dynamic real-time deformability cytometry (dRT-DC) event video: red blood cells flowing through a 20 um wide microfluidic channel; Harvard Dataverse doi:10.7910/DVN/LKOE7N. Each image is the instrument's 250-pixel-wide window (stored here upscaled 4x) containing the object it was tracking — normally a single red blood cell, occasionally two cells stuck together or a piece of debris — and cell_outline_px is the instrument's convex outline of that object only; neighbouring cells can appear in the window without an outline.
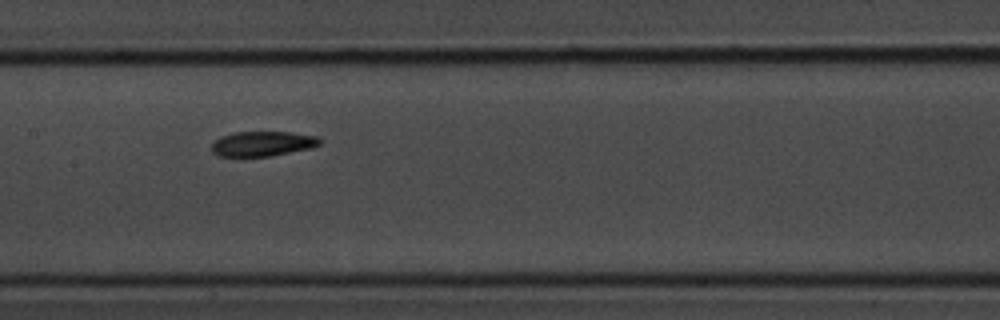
{"species": "common noctule bat (a hibernating species)", "species_latin": "Nyctalus noctula", "temperature_condition": "room temperature", "stored_images_in_passage": 7, "segment_of_instrument_passage": [1, 2], "camera_frame_rate_fps": 3000, "um_per_image_px": 0.085, "animal": {"sex": "male", "body_mass_g": 20.1, "forearm_length_mm": 53.5}, "frame": {"image": 1, "passage_image": 6, "time_ms": 1.667, "image_size_px": [1000, 320], "cell_outline_px": [[320, 144], [312, 148], [268, 156], [216, 156], [212, 152], [212, 140], [220, 136], [232, 132], [292, 132], [316, 136], [320, 140]], "centroid_in_image_um": [22.26, 12.21], "position_along_channel_um": 185.1, "area_um2": 15.78}}